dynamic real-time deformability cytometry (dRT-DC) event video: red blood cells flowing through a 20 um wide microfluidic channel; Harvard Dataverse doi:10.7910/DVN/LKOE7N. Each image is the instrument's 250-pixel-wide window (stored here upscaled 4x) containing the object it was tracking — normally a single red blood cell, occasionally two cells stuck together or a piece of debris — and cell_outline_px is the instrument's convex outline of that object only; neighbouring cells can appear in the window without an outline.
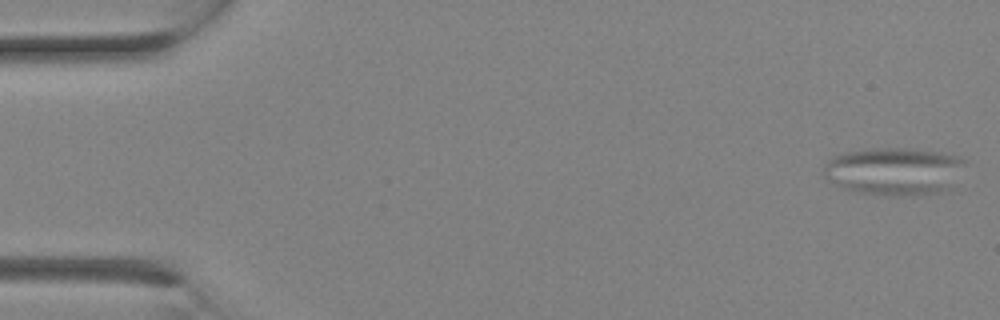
{"species": "Egyptian fruit bat (a non-hibernating species)", "species_latin": "Rousettus aegyptiacus", "temperature_condition": "room temperature", "stored_images_in_passage": 9, "camera_frame_rate_fps": 3000, "um_per_image_px": 0.085, "animal": {"sex": "female"}, "frame": {"image": 1, "passage_image": 1, "time_ms": 0.0, "image_size_px": [1000, 320], "cell_outline_px": [[964, 164], [952, 192], [924, 196], [880, 196], [860, 192], [844, 188], [828, 180], [824, 176], [824, 164], [832, 156], [844, 152], [872, 148], [908, 148], [936, 152], [960, 156], [964, 160]], "centroid_in_image_um": [76.06, 14.59], "position_along_channel_um": 8.9, "area_um2": 40.34}}